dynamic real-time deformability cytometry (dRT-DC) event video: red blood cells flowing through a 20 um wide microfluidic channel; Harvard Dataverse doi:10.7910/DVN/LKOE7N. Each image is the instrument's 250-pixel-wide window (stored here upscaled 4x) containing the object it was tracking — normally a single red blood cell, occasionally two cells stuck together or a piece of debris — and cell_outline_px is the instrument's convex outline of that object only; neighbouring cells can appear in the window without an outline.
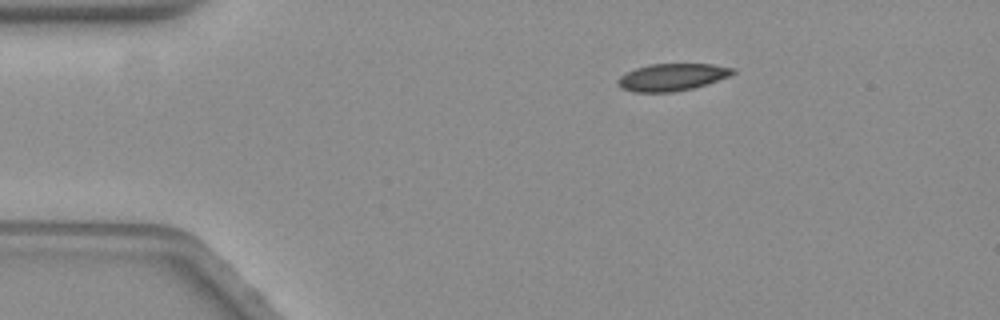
{"species": "common noctule bat (a hibernating species)", "species_latin": "Nyctalus noctula", "temperature_condition": "warm", "stored_images_in_passage": 49, "camera_frame_rate_fps": 3000, "um_per_image_px": 0.085, "animal": {"sex": "female", "body_mass_g": 19.3, "forearm_length_mm": 54.1}, "frame": {"image": 1, "passage_image": 1, "time_ms": 0.0, "image_size_px": [1000, 320], "cell_outline_px": [[736, 72], [728, 76], [692, 88], [672, 92], [632, 92], [620, 88], [616, 84], [616, 80], [620, 76], [636, 68], [648, 64], [712, 64], [736, 68]], "centroid_in_image_um": [57.07, 6.55], "position_along_channel_um": 27.9, "area_um2": 18.15}}
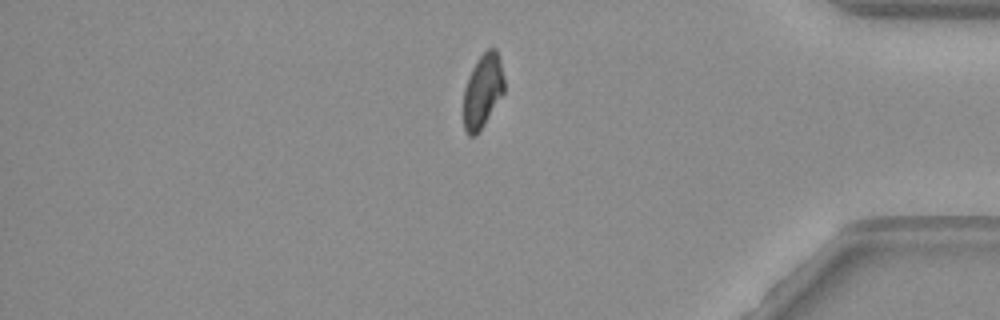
{"frame": {"image": 2, "passage_image": 40, "time_ms": 13.0, "image_size_px": [1000, 320], "cell_outline_px": [[504, 92], [484, 124], [476, 136], [468, 136], [464, 128], [464, 88], [472, 68], [476, 60], [488, 48], [496, 48], [500, 60], [504, 80]], "centroid_in_image_um": [41.02, 7.72], "position_along_channel_um": 394.2, "area_um2": 17.4}}
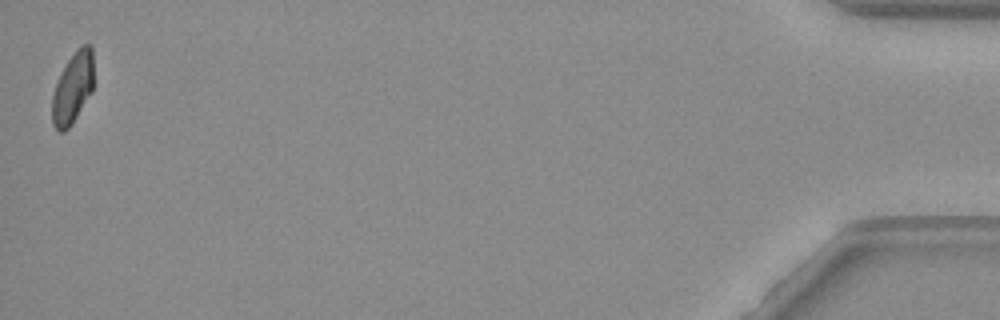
{"frame": {"image": 3, "passage_image": 49, "time_ms": 16.0, "image_size_px": [1000, 320], "cell_outline_px": [[92, 92], [72, 124], [64, 132], [56, 132], [52, 124], [52, 96], [60, 72], [76, 48], [80, 44], [92, 44]], "centroid_in_image_um": [6.16, 7.49], "position_along_channel_um": 429.0, "area_um2": 17.4}}